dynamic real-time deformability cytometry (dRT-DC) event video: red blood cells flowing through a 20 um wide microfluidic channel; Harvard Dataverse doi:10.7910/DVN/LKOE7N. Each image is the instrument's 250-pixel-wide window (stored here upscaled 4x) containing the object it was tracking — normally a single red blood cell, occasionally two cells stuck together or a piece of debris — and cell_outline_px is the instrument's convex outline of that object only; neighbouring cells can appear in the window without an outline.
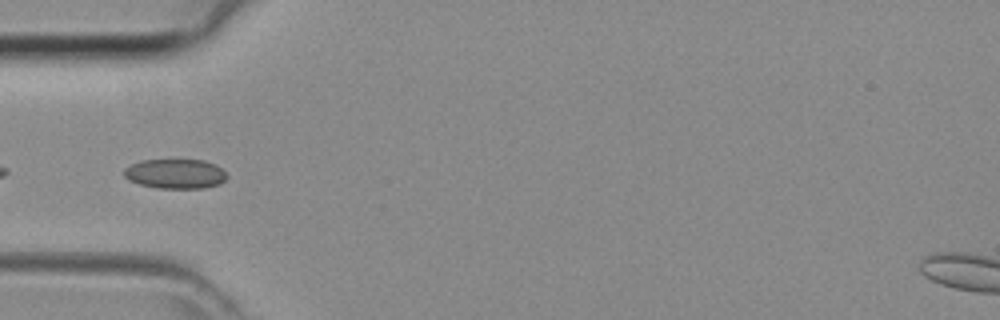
{"species": "common noctule bat (a hibernating species)", "species_latin": "Nyctalus noctula", "temperature_condition": "room temperature", "stored_images_in_passage": 32, "camera_frame_rate_fps": 3000, "um_per_image_px": 0.085, "animal": {"sex": "female", "body_mass_g": 29.2, "forearm_length_mm": 56.3}, "frame": {"image": 1, "passage_image": 2, "time_ms": 0.333, "image_size_px": [1000, 320], "cell_outline_px": [[228, 176], [220, 184], [204, 188], [156, 188], [140, 184], [128, 180], [124, 176], [124, 168], [140, 160], [204, 160], [216, 164]], "centroid_in_image_um": [14.9, 14.77], "position_along_channel_um": 70.1, "area_um2": 17.8}}
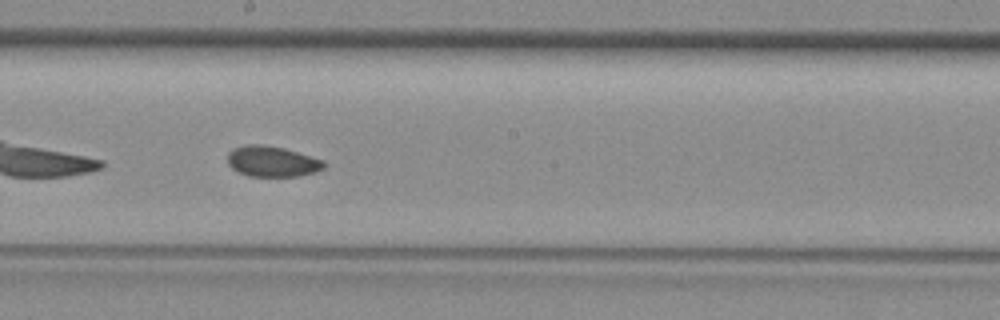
{"frame": {"image": 2, "passage_image": 12, "time_ms": 3.667, "image_size_px": [1000, 320], "cell_outline_px": [[324, 168], [312, 172], [296, 176], [248, 176], [232, 168], [228, 164], [228, 152], [236, 148], [248, 144], [260, 144], [284, 148], [324, 160]], "centroid_in_image_um": [23.11, 13.71], "position_along_channel_um": 225.1, "area_um2": 16.94}}
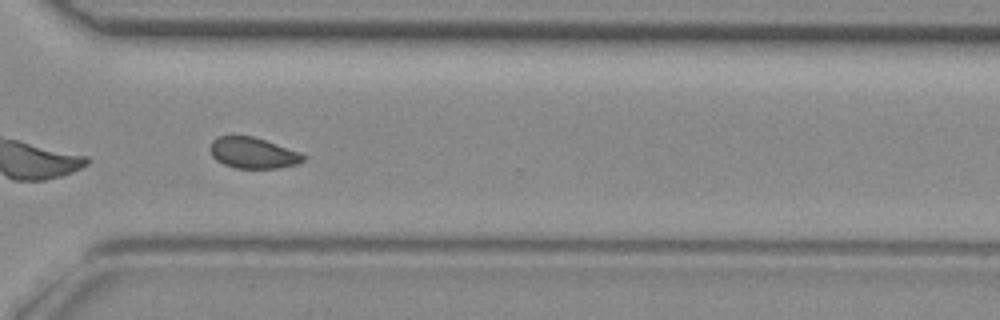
{"frame": {"image": 3, "passage_image": 20, "time_ms": 6.333, "image_size_px": [1000, 320], "cell_outline_px": [[304, 160], [296, 164], [276, 168], [236, 168], [224, 164], [216, 160], [212, 156], [208, 148], [212, 140], [216, 136], [252, 136], [300, 152], [304, 156]], "centroid_in_image_um": [21.44, 12.99], "position_along_channel_um": 349.2, "area_um2": 16.7}}